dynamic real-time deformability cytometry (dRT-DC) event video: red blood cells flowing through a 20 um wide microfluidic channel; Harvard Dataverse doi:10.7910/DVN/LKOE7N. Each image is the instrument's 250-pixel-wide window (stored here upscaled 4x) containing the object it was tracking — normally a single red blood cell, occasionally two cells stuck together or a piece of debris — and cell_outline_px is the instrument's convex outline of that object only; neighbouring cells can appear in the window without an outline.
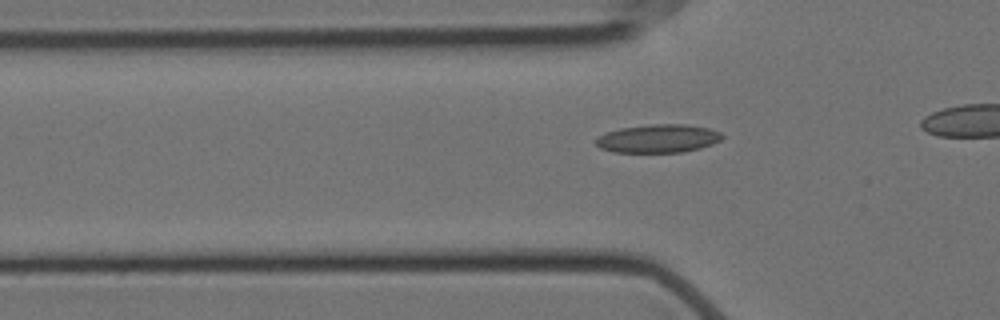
{"species": "Egyptian fruit bat (a non-hibernating species)", "species_latin": "Rousettus aegyptiacus", "temperature_condition": "cold", "stored_images_in_passage": 38, "camera_frame_rate_fps": 3000, "um_per_image_px": 0.085, "animal": {"sex": "female"}, "frame": {"image": 1, "passage_image": 11, "time_ms": 3.333, "image_size_px": [1000, 320], "cell_outline_px": [[724, 136], [720, 140], [712, 144], [700, 148], [684, 152], [612, 152], [600, 148], [596, 144], [596, 140], [604, 132], [620, 128], [652, 124], [684, 124], [708, 128], [720, 132]], "centroid_in_image_um": [55.94, 11.77], "position_along_channel_um": 69.9, "area_um2": 20.81}}
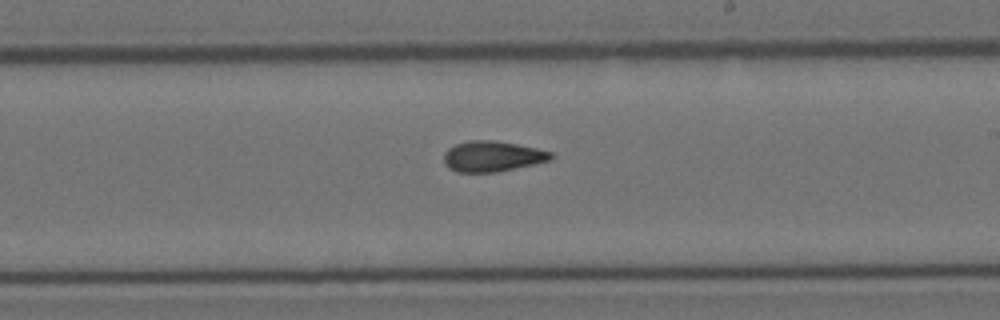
{"frame": {"image": 2, "passage_image": 26, "time_ms": 8.333, "image_size_px": [1000, 320], "cell_outline_px": [[556, 156], [552, 160], [496, 172], [456, 172], [448, 168], [444, 164], [444, 152], [448, 148], [456, 144], [472, 140], [496, 140], [536, 148], [552, 152]], "centroid_in_image_um": [41.85, 13.29], "position_along_channel_um": 247.1, "area_um2": 19.19}}
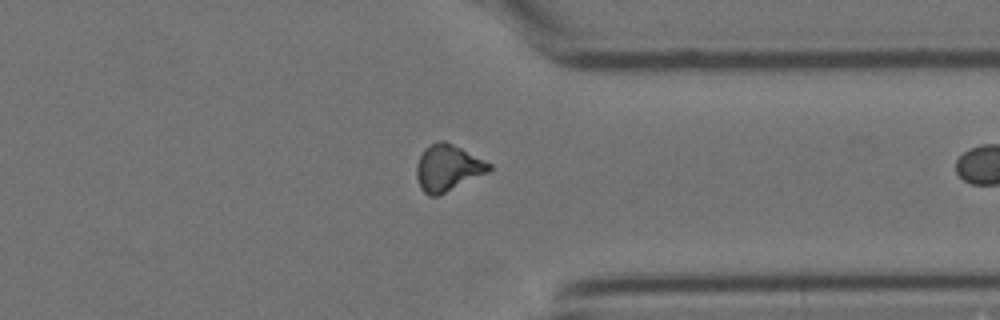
{"frame": {"image": 3, "passage_image": 37, "time_ms": 12.0, "image_size_px": [1000, 320], "cell_outline_px": [[492, 168], [488, 172], [440, 196], [428, 196], [420, 188], [416, 176], [416, 164], [424, 148], [440, 140], [444, 140], [492, 164]], "centroid_in_image_um": [38.04, 14.3], "position_along_channel_um": 373.4, "area_um2": 19.65}}